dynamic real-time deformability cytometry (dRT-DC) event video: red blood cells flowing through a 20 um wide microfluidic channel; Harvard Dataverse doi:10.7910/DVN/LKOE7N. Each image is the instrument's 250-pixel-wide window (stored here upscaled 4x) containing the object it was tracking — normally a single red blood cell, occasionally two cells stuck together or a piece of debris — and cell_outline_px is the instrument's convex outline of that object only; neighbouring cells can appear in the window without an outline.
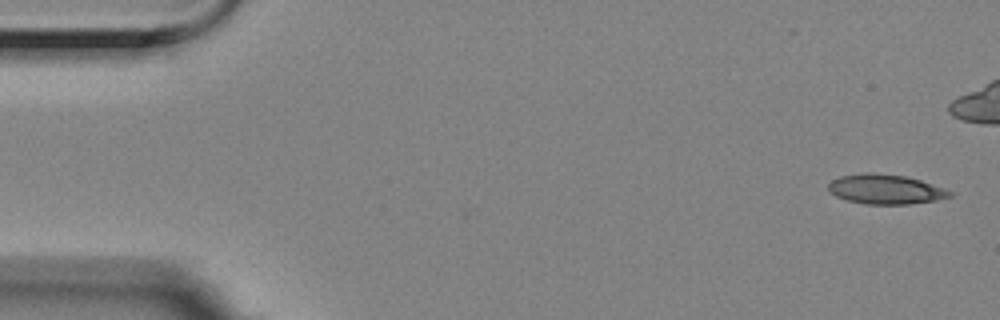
{"species": "Egyptian fruit bat (a non-hibernating species)", "species_latin": "Rousettus aegyptiacus", "temperature_condition": "room temperature", "stored_images_in_passage": 6, "camera_frame_rate_fps": 3000, "um_per_image_px": 0.085, "animal": {"sex": "female"}, "frame": {"image": 1, "passage_image": 1, "time_ms": 0.0, "image_size_px": [1000, 320], "cell_outline_px": [[956, 192], [952, 196], [936, 200], [908, 204], [864, 204], [848, 200], [836, 196], [828, 188], [828, 184], [832, 180], [840, 176], [872, 172], [904, 176], [920, 180]], "centroid_in_image_um": [75.3, 16.09], "position_along_channel_um": 9.7, "area_um2": 20.87}}